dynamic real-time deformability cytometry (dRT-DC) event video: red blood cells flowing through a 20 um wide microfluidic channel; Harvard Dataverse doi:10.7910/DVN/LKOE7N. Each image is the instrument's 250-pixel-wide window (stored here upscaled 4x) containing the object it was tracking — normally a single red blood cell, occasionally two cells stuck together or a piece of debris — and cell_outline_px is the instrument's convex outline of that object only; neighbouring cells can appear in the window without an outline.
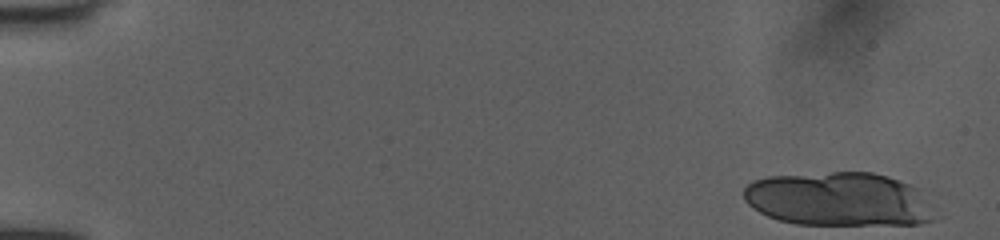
{"species": "human", "species_latin": "Homo sapiens", "temperature_condition": "room temperature", "stored_images_in_passage": 16, "camera_frame_rate_fps": 3000, "um_per_image_px": 0.085, "donor": {"sex": "female"}, "frame": {"image": 1, "passage_image": 1, "time_ms": 0.0, "image_size_px": [1000, 240], "cell_outline_px": [[936, 220], [920, 224], [796, 224], [780, 220], [768, 216], [752, 208], [744, 200], [744, 188], [752, 180], [768, 176], [832, 172], [872, 172], [888, 176], [920, 188]], "centroid_in_image_um": [71.28, 16.93], "position_along_channel_um": 13.7, "area_um2": 60.05}}